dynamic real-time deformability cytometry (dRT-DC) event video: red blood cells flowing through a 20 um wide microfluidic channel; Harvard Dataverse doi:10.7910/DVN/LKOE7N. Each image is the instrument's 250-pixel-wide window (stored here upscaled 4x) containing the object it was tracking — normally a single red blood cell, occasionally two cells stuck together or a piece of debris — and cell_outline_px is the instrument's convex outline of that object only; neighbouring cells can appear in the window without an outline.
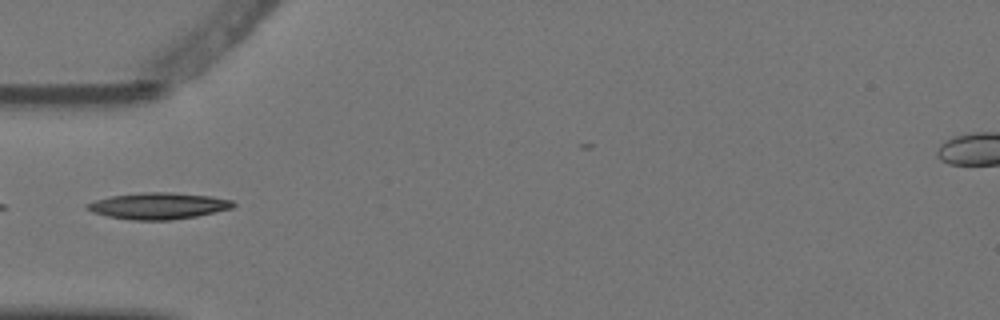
{"species": "Egyptian fruit bat (a non-hibernating species)", "species_latin": "Rousettus aegyptiacus", "temperature_condition": "warm", "stored_images_in_passage": 6, "camera_frame_rate_fps": 3000, "um_per_image_px": 0.085, "animal": {"sex": "female"}, "frame": {"image": 1, "passage_image": 5, "time_ms": 1.333, "image_size_px": [1000, 320], "cell_outline_px": [[236, 204], [232, 208], [196, 216], [172, 220], [132, 220], [108, 216], [92, 212], [84, 208], [84, 204], [96, 200], [112, 196], [144, 192], [172, 192], [212, 196], [232, 200]], "centroid_in_image_um": [13.45, 17.5], "position_along_channel_um": 71.5, "area_um2": 22.54}}
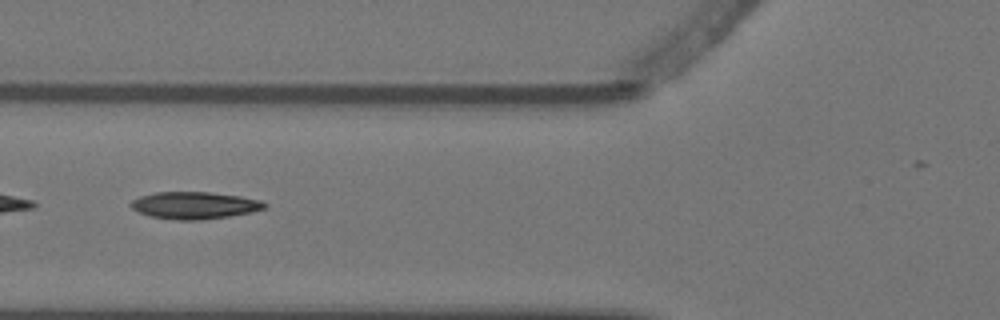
{"frame": {"image": 2, "passage_image": 6, "time_ms": 1.667, "image_size_px": [1000, 320], "cell_outline_px": [[268, 204], [264, 208], [252, 212], [228, 216], [200, 220], [176, 220], [152, 216], [140, 212], [132, 208], [128, 204], [132, 200], [140, 196], [156, 192], [208, 192], [240, 196], [260, 200]], "centroid_in_image_um": [16.53, 17.45], "position_along_channel_um": 109.3, "area_um2": 20.98}}